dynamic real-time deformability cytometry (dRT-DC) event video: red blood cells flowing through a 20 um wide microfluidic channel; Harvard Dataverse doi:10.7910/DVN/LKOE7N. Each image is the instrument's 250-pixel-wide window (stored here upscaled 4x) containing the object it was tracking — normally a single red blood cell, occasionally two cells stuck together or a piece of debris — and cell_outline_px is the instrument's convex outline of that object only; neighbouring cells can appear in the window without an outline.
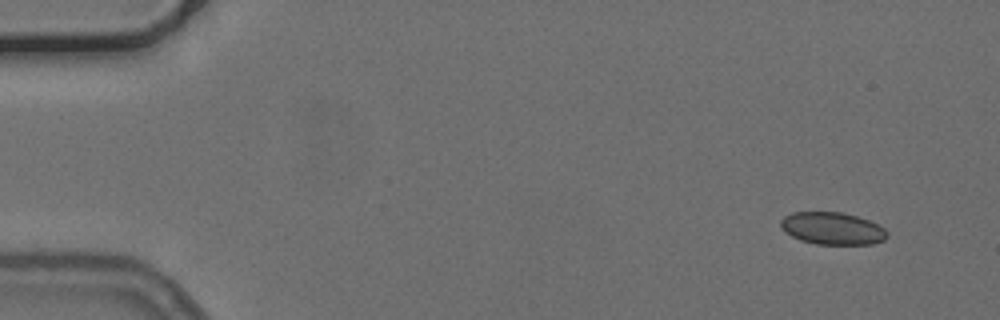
{"species": "common noctule bat (a hibernating species)", "species_latin": "Nyctalus noctula", "temperature_condition": "cold", "stored_images_in_passage": 37, "camera_frame_rate_fps": 3000, "um_per_image_px": 0.085, "animal": {"sex": "female", "body_mass_g": 24.6, "forearm_length_mm": 56.2}, "frame": {"image": 1, "passage_image": 1, "time_ms": 0.0, "image_size_px": [1000, 320], "cell_outline_px": [[888, 236], [884, 240], [872, 244], [816, 244], [800, 240], [784, 232], [780, 228], [780, 220], [784, 216], [792, 212], [840, 212], [856, 216], [868, 220], [884, 228], [888, 232]], "centroid_in_image_um": [70.72, 19.42], "position_along_channel_um": 14.3, "area_um2": 20.11}}
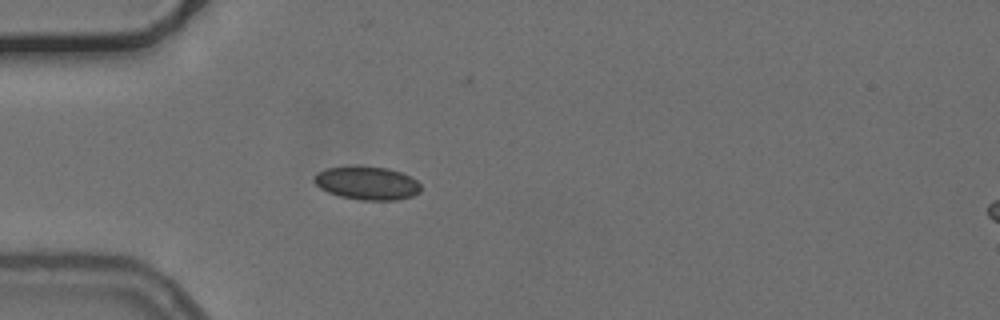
{"frame": {"image": 2, "passage_image": 13, "time_ms": 4.0, "image_size_px": [1000, 320], "cell_outline_px": [[420, 192], [412, 196], [396, 200], [360, 200], [340, 196], [328, 192], [320, 188], [312, 180], [320, 172], [328, 168], [356, 164], [360, 164], [388, 168], [400, 172], [416, 180], [420, 184]], "centroid_in_image_um": [31.2, 15.54], "position_along_channel_um": 53.8, "area_um2": 20.92}}
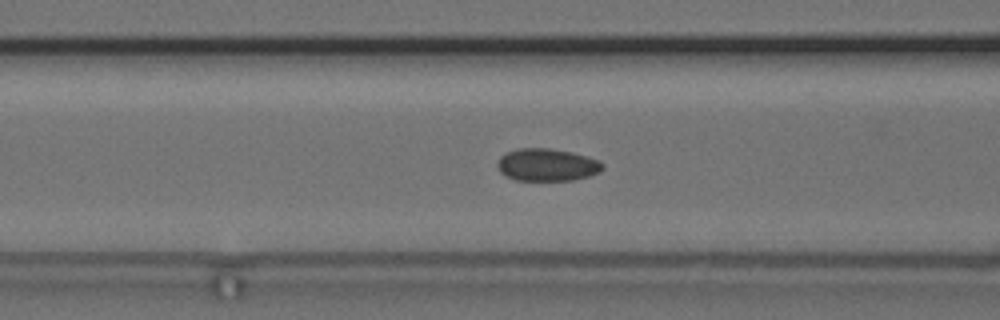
{"frame": {"image": 3, "passage_image": 19, "time_ms": 6.0, "image_size_px": [1000, 320], "cell_outline_px": [[604, 168], [600, 172], [588, 176], [572, 180], [516, 180], [504, 176], [500, 172], [496, 164], [500, 156], [504, 152], [516, 148], [548, 148], [572, 152], [588, 156], [600, 160], [604, 164]], "centroid_in_image_um": [46.48, 14.0], "position_along_channel_um": 120.1, "area_um2": 20.23}, "authors_computed_cell_mechanics": {"area_um2": 20.0566, "velocity_mm_per_s": 3.7408, "shape_relaxation_time_tau1_ms": null, "shape_relaxation_time_tau2_ms": 1.6393, "deformation_change_tau1": null, "deformation_change_tau2": 0.052}}